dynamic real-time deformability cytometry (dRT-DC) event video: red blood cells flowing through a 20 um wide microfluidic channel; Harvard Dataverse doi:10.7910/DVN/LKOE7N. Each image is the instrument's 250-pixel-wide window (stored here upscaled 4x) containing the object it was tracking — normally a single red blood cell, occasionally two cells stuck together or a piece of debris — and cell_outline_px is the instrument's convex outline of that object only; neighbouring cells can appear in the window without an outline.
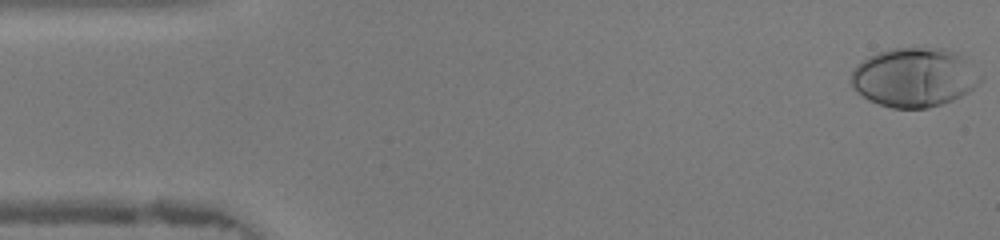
{"species": "human", "species_latin": "Homo sapiens", "temperature_condition": "warm", "stored_images_in_passage": 47, "camera_frame_rate_fps": 3000, "um_per_image_px": 0.085, "donor": {"sex": "female"}, "frame": {"image": 1, "passage_image": 1, "time_ms": 0.0, "image_size_px": [1000, 240], "cell_outline_px": [[984, 80], [968, 92], [952, 100], [928, 108], [892, 108], [868, 100], [856, 92], [852, 88], [848, 80], [852, 68], [856, 64], [868, 56], [876, 52], [892, 48], [944, 48], [956, 52], [964, 56], [984, 76]], "centroid_in_image_um": [77.69, 6.56], "position_along_channel_um": 7.3, "area_um2": 45.37}}
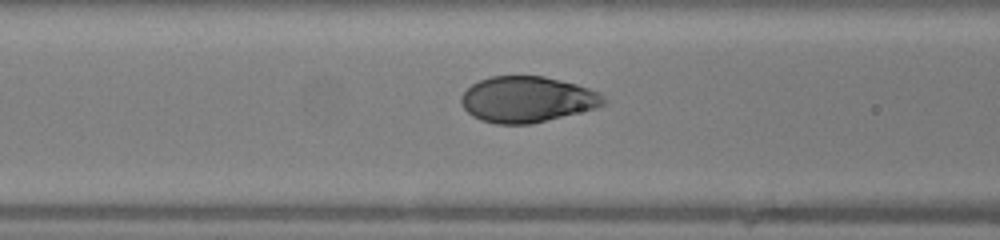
{"frame": {"image": 2, "passage_image": 18, "time_ms": 5.667, "image_size_px": [1000, 240], "cell_outline_px": [[608, 100], [604, 104], [596, 108], [532, 124], [496, 124], [480, 120], [472, 116], [464, 108], [460, 100], [460, 96], [472, 84], [480, 80], [492, 76], [544, 76], [576, 84], [600, 92]], "centroid_in_image_um": [44.81, 8.45], "position_along_channel_um": 121.8, "area_um2": 38.21}}
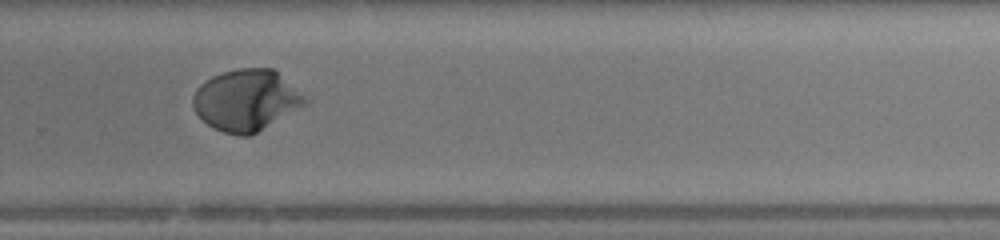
{"frame": {"image": 3, "passage_image": 31, "time_ms": 10.0, "image_size_px": [1000, 240], "cell_outline_px": [[312, 100], [308, 104], [252, 136], [240, 136], [224, 132], [212, 128], [196, 112], [192, 104], [192, 96], [196, 88], [200, 84], [212, 76], [224, 72], [240, 68], [272, 68]], "centroid_in_image_um": [20.97, 8.53], "position_along_channel_um": 308.8, "area_um2": 40.46}, "authors_computed_cell_mechanics": {"area_um2": 39.4774, "velocity_mm_per_s": 4.3291, "shape_relaxation_time_tau1_ms": 3.0288, "shape_relaxation_time_tau2_ms": null, "deformation_change_tau1": 0.2227, "deformation_change_tau2": null}}